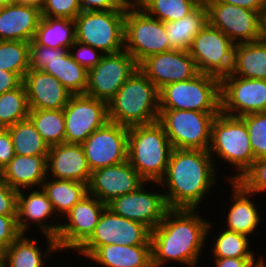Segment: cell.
I'll list each match as a JSON object with an SVG mask.
<instances>
[{"label":"cell","instance_id":"1","mask_svg":"<svg viewBox=\"0 0 266 267\" xmlns=\"http://www.w3.org/2000/svg\"><path fill=\"white\" fill-rule=\"evenodd\" d=\"M198 209L169 208L163 220L151 231L152 266L178 262L194 267L198 263L212 223Z\"/></svg>","mask_w":266,"mask_h":267},{"label":"cell","instance_id":"2","mask_svg":"<svg viewBox=\"0 0 266 267\" xmlns=\"http://www.w3.org/2000/svg\"><path fill=\"white\" fill-rule=\"evenodd\" d=\"M215 158L208 150L173 149L167 171L160 182L168 208L199 209L217 181ZM217 172V173H216Z\"/></svg>","mask_w":266,"mask_h":267},{"label":"cell","instance_id":"3","mask_svg":"<svg viewBox=\"0 0 266 267\" xmlns=\"http://www.w3.org/2000/svg\"><path fill=\"white\" fill-rule=\"evenodd\" d=\"M158 117L159 89L138 68L108 102L109 121L130 128Z\"/></svg>","mask_w":266,"mask_h":267},{"label":"cell","instance_id":"4","mask_svg":"<svg viewBox=\"0 0 266 267\" xmlns=\"http://www.w3.org/2000/svg\"><path fill=\"white\" fill-rule=\"evenodd\" d=\"M173 147L158 122L129 128L127 161L146 182H160L166 174Z\"/></svg>","mask_w":266,"mask_h":267},{"label":"cell","instance_id":"5","mask_svg":"<svg viewBox=\"0 0 266 267\" xmlns=\"http://www.w3.org/2000/svg\"><path fill=\"white\" fill-rule=\"evenodd\" d=\"M209 154L227 161L238 173L225 176L229 181H239L254 163L246 124L241 117L220 112L216 115L211 132Z\"/></svg>","mask_w":266,"mask_h":267},{"label":"cell","instance_id":"6","mask_svg":"<svg viewBox=\"0 0 266 267\" xmlns=\"http://www.w3.org/2000/svg\"><path fill=\"white\" fill-rule=\"evenodd\" d=\"M159 109L221 112L220 79L199 73L159 89Z\"/></svg>","mask_w":266,"mask_h":267},{"label":"cell","instance_id":"7","mask_svg":"<svg viewBox=\"0 0 266 267\" xmlns=\"http://www.w3.org/2000/svg\"><path fill=\"white\" fill-rule=\"evenodd\" d=\"M126 7L109 11H81L75 20L76 40L114 54L124 50Z\"/></svg>","mask_w":266,"mask_h":267},{"label":"cell","instance_id":"8","mask_svg":"<svg viewBox=\"0 0 266 267\" xmlns=\"http://www.w3.org/2000/svg\"><path fill=\"white\" fill-rule=\"evenodd\" d=\"M219 113L159 109L158 122L173 149L209 150L212 124Z\"/></svg>","mask_w":266,"mask_h":267},{"label":"cell","instance_id":"9","mask_svg":"<svg viewBox=\"0 0 266 267\" xmlns=\"http://www.w3.org/2000/svg\"><path fill=\"white\" fill-rule=\"evenodd\" d=\"M203 2L208 11V23L222 31L235 45L266 36V12L251 11L218 0Z\"/></svg>","mask_w":266,"mask_h":267},{"label":"cell","instance_id":"10","mask_svg":"<svg viewBox=\"0 0 266 267\" xmlns=\"http://www.w3.org/2000/svg\"><path fill=\"white\" fill-rule=\"evenodd\" d=\"M167 38L164 22L140 7L126 8L124 50L138 65L151 55L173 50Z\"/></svg>","mask_w":266,"mask_h":267},{"label":"cell","instance_id":"11","mask_svg":"<svg viewBox=\"0 0 266 267\" xmlns=\"http://www.w3.org/2000/svg\"><path fill=\"white\" fill-rule=\"evenodd\" d=\"M151 245V230L144 224L121 217L107 207L91 236L76 250L87 259L105 245Z\"/></svg>","mask_w":266,"mask_h":267},{"label":"cell","instance_id":"12","mask_svg":"<svg viewBox=\"0 0 266 267\" xmlns=\"http://www.w3.org/2000/svg\"><path fill=\"white\" fill-rule=\"evenodd\" d=\"M234 47L222 31L208 23L197 33L188 51L200 73L221 80L232 71Z\"/></svg>","mask_w":266,"mask_h":267},{"label":"cell","instance_id":"13","mask_svg":"<svg viewBox=\"0 0 266 267\" xmlns=\"http://www.w3.org/2000/svg\"><path fill=\"white\" fill-rule=\"evenodd\" d=\"M29 70L44 71L73 95L85 94L88 71L79 65L66 48L54 49L30 42Z\"/></svg>","mask_w":266,"mask_h":267},{"label":"cell","instance_id":"14","mask_svg":"<svg viewBox=\"0 0 266 267\" xmlns=\"http://www.w3.org/2000/svg\"><path fill=\"white\" fill-rule=\"evenodd\" d=\"M137 69L138 64L126 50L104 54L100 62L88 70L85 95L108 103Z\"/></svg>","mask_w":266,"mask_h":267},{"label":"cell","instance_id":"15","mask_svg":"<svg viewBox=\"0 0 266 267\" xmlns=\"http://www.w3.org/2000/svg\"><path fill=\"white\" fill-rule=\"evenodd\" d=\"M65 143L82 144L108 121V103L85 94L72 95L63 109Z\"/></svg>","mask_w":266,"mask_h":267},{"label":"cell","instance_id":"16","mask_svg":"<svg viewBox=\"0 0 266 267\" xmlns=\"http://www.w3.org/2000/svg\"><path fill=\"white\" fill-rule=\"evenodd\" d=\"M220 97L221 112L230 116L266 112V80L230 73L220 80Z\"/></svg>","mask_w":266,"mask_h":267},{"label":"cell","instance_id":"17","mask_svg":"<svg viewBox=\"0 0 266 267\" xmlns=\"http://www.w3.org/2000/svg\"><path fill=\"white\" fill-rule=\"evenodd\" d=\"M129 128L108 121L81 144L91 171L127 161Z\"/></svg>","mask_w":266,"mask_h":267},{"label":"cell","instance_id":"18","mask_svg":"<svg viewBox=\"0 0 266 267\" xmlns=\"http://www.w3.org/2000/svg\"><path fill=\"white\" fill-rule=\"evenodd\" d=\"M106 207L107 204L89 193L76 203L64 221L61 219L64 223L61 222L56 237L59 253L77 250L91 236Z\"/></svg>","mask_w":266,"mask_h":267},{"label":"cell","instance_id":"19","mask_svg":"<svg viewBox=\"0 0 266 267\" xmlns=\"http://www.w3.org/2000/svg\"><path fill=\"white\" fill-rule=\"evenodd\" d=\"M149 183L153 182H145L137 190L112 199L107 208L121 217L144 224L152 231L169 208L162 190H159L161 193H155L145 188Z\"/></svg>","mask_w":266,"mask_h":267},{"label":"cell","instance_id":"20","mask_svg":"<svg viewBox=\"0 0 266 267\" xmlns=\"http://www.w3.org/2000/svg\"><path fill=\"white\" fill-rule=\"evenodd\" d=\"M138 68L158 88L194 78L200 72L187 50H171L144 59Z\"/></svg>","mask_w":266,"mask_h":267},{"label":"cell","instance_id":"21","mask_svg":"<svg viewBox=\"0 0 266 267\" xmlns=\"http://www.w3.org/2000/svg\"><path fill=\"white\" fill-rule=\"evenodd\" d=\"M146 181L128 161L96 169L88 184V193L108 204L112 199L137 190Z\"/></svg>","mask_w":266,"mask_h":267},{"label":"cell","instance_id":"22","mask_svg":"<svg viewBox=\"0 0 266 267\" xmlns=\"http://www.w3.org/2000/svg\"><path fill=\"white\" fill-rule=\"evenodd\" d=\"M39 189V190H38ZM28 195L25 191H18L17 195V226L21 234L29 233L31 223H36V229L39 228L43 233L56 238L60 228V220L56 221L55 225L46 223L49 218L52 219L57 214L53 208L51 201L48 199L46 193L42 188L30 189ZM31 221V222H30ZM49 224V225H48Z\"/></svg>","mask_w":266,"mask_h":267},{"label":"cell","instance_id":"23","mask_svg":"<svg viewBox=\"0 0 266 267\" xmlns=\"http://www.w3.org/2000/svg\"><path fill=\"white\" fill-rule=\"evenodd\" d=\"M92 171L81 144L61 143L49 147L47 177L89 184Z\"/></svg>","mask_w":266,"mask_h":267},{"label":"cell","instance_id":"24","mask_svg":"<svg viewBox=\"0 0 266 267\" xmlns=\"http://www.w3.org/2000/svg\"><path fill=\"white\" fill-rule=\"evenodd\" d=\"M23 85L30 109L63 110L73 95L57 78L44 71L28 70Z\"/></svg>","mask_w":266,"mask_h":267},{"label":"cell","instance_id":"25","mask_svg":"<svg viewBox=\"0 0 266 267\" xmlns=\"http://www.w3.org/2000/svg\"><path fill=\"white\" fill-rule=\"evenodd\" d=\"M41 9L20 3L0 7V41L34 40Z\"/></svg>","mask_w":266,"mask_h":267},{"label":"cell","instance_id":"26","mask_svg":"<svg viewBox=\"0 0 266 267\" xmlns=\"http://www.w3.org/2000/svg\"><path fill=\"white\" fill-rule=\"evenodd\" d=\"M47 156L15 155L0 171V176L16 191L41 188L47 177Z\"/></svg>","mask_w":266,"mask_h":267},{"label":"cell","instance_id":"27","mask_svg":"<svg viewBox=\"0 0 266 267\" xmlns=\"http://www.w3.org/2000/svg\"><path fill=\"white\" fill-rule=\"evenodd\" d=\"M228 183L231 184L233 195L230 200L232 203H230L231 205L226 213L228 215L225 223L226 228L224 227V229L249 237L259 227L261 221L259 208L255 206V202L250 198L253 194L247 191L238 181Z\"/></svg>","mask_w":266,"mask_h":267},{"label":"cell","instance_id":"28","mask_svg":"<svg viewBox=\"0 0 266 267\" xmlns=\"http://www.w3.org/2000/svg\"><path fill=\"white\" fill-rule=\"evenodd\" d=\"M21 234L3 253V267H46L45 259L59 251L56 238L46 237L47 250L37 246V241ZM51 254V255H50Z\"/></svg>","mask_w":266,"mask_h":267},{"label":"cell","instance_id":"29","mask_svg":"<svg viewBox=\"0 0 266 267\" xmlns=\"http://www.w3.org/2000/svg\"><path fill=\"white\" fill-rule=\"evenodd\" d=\"M88 259L103 267H153L152 245L100 246Z\"/></svg>","mask_w":266,"mask_h":267},{"label":"cell","instance_id":"30","mask_svg":"<svg viewBox=\"0 0 266 267\" xmlns=\"http://www.w3.org/2000/svg\"><path fill=\"white\" fill-rule=\"evenodd\" d=\"M231 74L266 80V36L258 41L235 45Z\"/></svg>","mask_w":266,"mask_h":267},{"label":"cell","instance_id":"31","mask_svg":"<svg viewBox=\"0 0 266 267\" xmlns=\"http://www.w3.org/2000/svg\"><path fill=\"white\" fill-rule=\"evenodd\" d=\"M208 24V11L202 1L190 14L166 22V36L173 50H189L197 33Z\"/></svg>","mask_w":266,"mask_h":267},{"label":"cell","instance_id":"32","mask_svg":"<svg viewBox=\"0 0 266 267\" xmlns=\"http://www.w3.org/2000/svg\"><path fill=\"white\" fill-rule=\"evenodd\" d=\"M41 188L51 201L59 218H64L72 207L88 194V185L85 183L64 179H50V177H46Z\"/></svg>","mask_w":266,"mask_h":267},{"label":"cell","instance_id":"33","mask_svg":"<svg viewBox=\"0 0 266 267\" xmlns=\"http://www.w3.org/2000/svg\"><path fill=\"white\" fill-rule=\"evenodd\" d=\"M75 39L74 19L42 16L33 41L37 45L69 50Z\"/></svg>","mask_w":266,"mask_h":267},{"label":"cell","instance_id":"34","mask_svg":"<svg viewBox=\"0 0 266 267\" xmlns=\"http://www.w3.org/2000/svg\"><path fill=\"white\" fill-rule=\"evenodd\" d=\"M13 142L15 155H48L49 145L29 118L7 127Z\"/></svg>","mask_w":266,"mask_h":267},{"label":"cell","instance_id":"35","mask_svg":"<svg viewBox=\"0 0 266 267\" xmlns=\"http://www.w3.org/2000/svg\"><path fill=\"white\" fill-rule=\"evenodd\" d=\"M28 118L49 146L65 143V118L63 110L30 109Z\"/></svg>","mask_w":266,"mask_h":267},{"label":"cell","instance_id":"36","mask_svg":"<svg viewBox=\"0 0 266 267\" xmlns=\"http://www.w3.org/2000/svg\"><path fill=\"white\" fill-rule=\"evenodd\" d=\"M203 0H142L140 8L164 23L182 19Z\"/></svg>","mask_w":266,"mask_h":267},{"label":"cell","instance_id":"37","mask_svg":"<svg viewBox=\"0 0 266 267\" xmlns=\"http://www.w3.org/2000/svg\"><path fill=\"white\" fill-rule=\"evenodd\" d=\"M29 112L23 83L18 88L0 94V128H7L28 118Z\"/></svg>","mask_w":266,"mask_h":267},{"label":"cell","instance_id":"38","mask_svg":"<svg viewBox=\"0 0 266 267\" xmlns=\"http://www.w3.org/2000/svg\"><path fill=\"white\" fill-rule=\"evenodd\" d=\"M216 235L211 248L213 258H255V252L249 247V237L226 229Z\"/></svg>","mask_w":266,"mask_h":267},{"label":"cell","instance_id":"39","mask_svg":"<svg viewBox=\"0 0 266 267\" xmlns=\"http://www.w3.org/2000/svg\"><path fill=\"white\" fill-rule=\"evenodd\" d=\"M30 42L0 41V70L17 73L22 79L29 70Z\"/></svg>","mask_w":266,"mask_h":267},{"label":"cell","instance_id":"40","mask_svg":"<svg viewBox=\"0 0 266 267\" xmlns=\"http://www.w3.org/2000/svg\"><path fill=\"white\" fill-rule=\"evenodd\" d=\"M246 124L254 160L266 157V112L241 116Z\"/></svg>","mask_w":266,"mask_h":267},{"label":"cell","instance_id":"41","mask_svg":"<svg viewBox=\"0 0 266 267\" xmlns=\"http://www.w3.org/2000/svg\"><path fill=\"white\" fill-rule=\"evenodd\" d=\"M247 191L261 193L266 191V157L255 160L251 168L238 181Z\"/></svg>","mask_w":266,"mask_h":267},{"label":"cell","instance_id":"42","mask_svg":"<svg viewBox=\"0 0 266 267\" xmlns=\"http://www.w3.org/2000/svg\"><path fill=\"white\" fill-rule=\"evenodd\" d=\"M81 11L79 0H44L41 15L53 18L75 19Z\"/></svg>","mask_w":266,"mask_h":267},{"label":"cell","instance_id":"43","mask_svg":"<svg viewBox=\"0 0 266 267\" xmlns=\"http://www.w3.org/2000/svg\"><path fill=\"white\" fill-rule=\"evenodd\" d=\"M69 52L72 58L87 71L95 67L104 55L100 50L76 39L71 45Z\"/></svg>","mask_w":266,"mask_h":267},{"label":"cell","instance_id":"44","mask_svg":"<svg viewBox=\"0 0 266 267\" xmlns=\"http://www.w3.org/2000/svg\"><path fill=\"white\" fill-rule=\"evenodd\" d=\"M20 235L17 215H0V253H3Z\"/></svg>","mask_w":266,"mask_h":267},{"label":"cell","instance_id":"45","mask_svg":"<svg viewBox=\"0 0 266 267\" xmlns=\"http://www.w3.org/2000/svg\"><path fill=\"white\" fill-rule=\"evenodd\" d=\"M17 195L0 176V215H17Z\"/></svg>","mask_w":266,"mask_h":267},{"label":"cell","instance_id":"46","mask_svg":"<svg viewBox=\"0 0 266 267\" xmlns=\"http://www.w3.org/2000/svg\"><path fill=\"white\" fill-rule=\"evenodd\" d=\"M258 261H256V260ZM264 260V261H263ZM265 259L260 258H215V267H266Z\"/></svg>","mask_w":266,"mask_h":267},{"label":"cell","instance_id":"47","mask_svg":"<svg viewBox=\"0 0 266 267\" xmlns=\"http://www.w3.org/2000/svg\"><path fill=\"white\" fill-rule=\"evenodd\" d=\"M15 156L11 135L7 128H0V171Z\"/></svg>","mask_w":266,"mask_h":267},{"label":"cell","instance_id":"48","mask_svg":"<svg viewBox=\"0 0 266 267\" xmlns=\"http://www.w3.org/2000/svg\"><path fill=\"white\" fill-rule=\"evenodd\" d=\"M82 11L117 10L122 6L116 0H79Z\"/></svg>","mask_w":266,"mask_h":267},{"label":"cell","instance_id":"49","mask_svg":"<svg viewBox=\"0 0 266 267\" xmlns=\"http://www.w3.org/2000/svg\"><path fill=\"white\" fill-rule=\"evenodd\" d=\"M23 83V79L14 72L0 70V94L18 88Z\"/></svg>","mask_w":266,"mask_h":267},{"label":"cell","instance_id":"50","mask_svg":"<svg viewBox=\"0 0 266 267\" xmlns=\"http://www.w3.org/2000/svg\"><path fill=\"white\" fill-rule=\"evenodd\" d=\"M231 5H236L251 11L266 12V0H218Z\"/></svg>","mask_w":266,"mask_h":267},{"label":"cell","instance_id":"51","mask_svg":"<svg viewBox=\"0 0 266 267\" xmlns=\"http://www.w3.org/2000/svg\"><path fill=\"white\" fill-rule=\"evenodd\" d=\"M121 6L126 8L140 7L142 0H116Z\"/></svg>","mask_w":266,"mask_h":267},{"label":"cell","instance_id":"52","mask_svg":"<svg viewBox=\"0 0 266 267\" xmlns=\"http://www.w3.org/2000/svg\"><path fill=\"white\" fill-rule=\"evenodd\" d=\"M18 3L34 6L41 9L44 4V0H18Z\"/></svg>","mask_w":266,"mask_h":267},{"label":"cell","instance_id":"53","mask_svg":"<svg viewBox=\"0 0 266 267\" xmlns=\"http://www.w3.org/2000/svg\"><path fill=\"white\" fill-rule=\"evenodd\" d=\"M18 3V0H0V7Z\"/></svg>","mask_w":266,"mask_h":267},{"label":"cell","instance_id":"54","mask_svg":"<svg viewBox=\"0 0 266 267\" xmlns=\"http://www.w3.org/2000/svg\"><path fill=\"white\" fill-rule=\"evenodd\" d=\"M0 267H3V257H2V253H0Z\"/></svg>","mask_w":266,"mask_h":267}]
</instances>
